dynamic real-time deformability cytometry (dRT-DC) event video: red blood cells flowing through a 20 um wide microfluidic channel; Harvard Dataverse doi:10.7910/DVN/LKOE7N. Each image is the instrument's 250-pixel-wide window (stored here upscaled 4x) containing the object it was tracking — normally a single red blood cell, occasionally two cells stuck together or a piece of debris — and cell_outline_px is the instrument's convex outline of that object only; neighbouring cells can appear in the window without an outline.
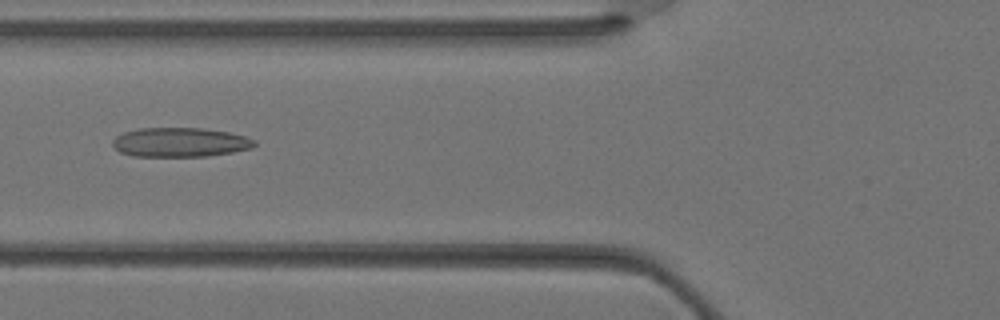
{"species": "Egyptian fruit bat (a non-hibernating species)", "species_latin": "Rousettus aegyptiacus", "temperature_condition": "warm", "stored_images_in_passage": 36, "camera_frame_rate_fps": 3000, "um_per_image_px": 0.085, "animal": {"sex": "female"}, "frame": {"image": 1, "passage_image": 14, "time_ms": 4.333, "image_size_px": [1000, 320], "cell_outline_px": [[256, 144], [252, 148], [232, 152], [208, 156], [132, 156], [120, 152], [112, 144], [112, 140], [116, 136], [124, 132], [140, 128], [200, 128], [228, 132], [244, 136], [256, 140]], "centroid_in_image_um": [15.3, 12.09], "position_along_channel_um": 110.5, "area_um2": 24.16}}
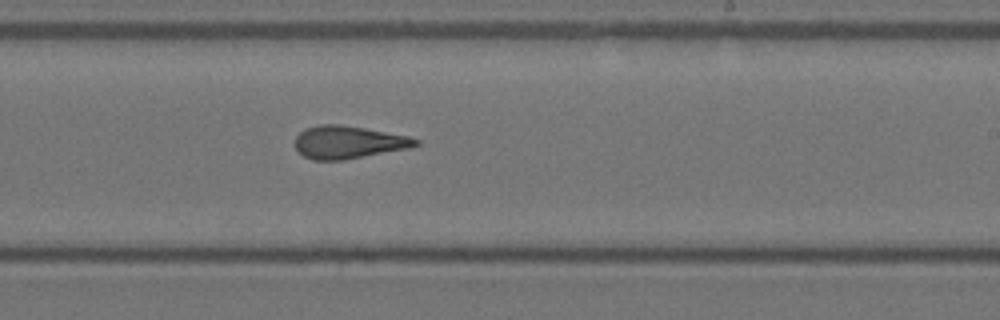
{"frame": {"image": 2, "passage_image": 22, "time_ms": 7.0, "image_size_px": [1000, 320], "cell_outline_px": [[420, 144], [408, 148], [344, 160], [312, 160], [304, 156], [296, 148], [296, 136], [304, 128], [320, 124], [340, 124], [364, 128], [408, 136], [420, 140]], "centroid_in_image_um": [29.6, 12.08], "position_along_channel_um": 259.4, "area_um2": 22.89}}
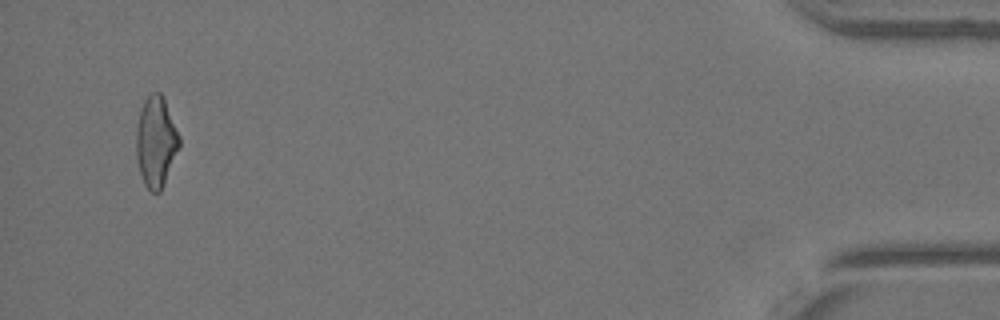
{"frame": {"image": 3, "passage_image": 35, "time_ms": 11.333, "image_size_px": [1000, 320], "cell_outline_px": [[180, 144], [160, 192], [152, 192], [144, 184], [140, 172], [136, 156], [136, 128], [140, 112], [144, 100], [152, 92], [160, 92], [164, 100], [180, 136]], "centroid_in_image_um": [13.24, 12.04], "position_along_channel_um": 422.0, "area_um2": 22.31}}